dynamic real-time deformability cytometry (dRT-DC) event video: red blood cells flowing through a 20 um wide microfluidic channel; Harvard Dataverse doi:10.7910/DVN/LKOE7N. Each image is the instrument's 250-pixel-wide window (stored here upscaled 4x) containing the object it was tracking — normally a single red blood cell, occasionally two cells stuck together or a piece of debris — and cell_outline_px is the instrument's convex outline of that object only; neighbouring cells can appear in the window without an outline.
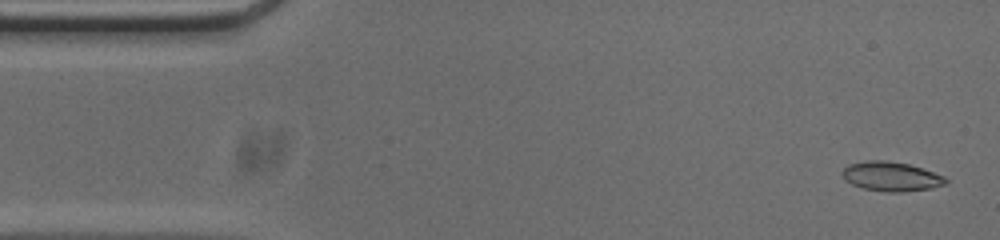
{"species": "common noctule bat (a hibernating species)", "species_latin": "Nyctalus noctula", "temperature_condition": "cold", "stored_images_in_passage": 10, "camera_frame_rate_fps": 3000, "um_per_image_px": 0.085, "animal": {"sex": "male", "body_mass_g": 20.0, "forearm_length_mm": 53.3}, "frame": {"image": 1, "passage_image": 2, "time_ms": 0.333, "image_size_px": [1000, 240], "cell_outline_px": [[948, 184], [932, 188], [900, 192], [888, 192], [864, 188], [852, 184], [840, 172], [848, 164], [868, 160], [884, 160], [908, 164], [944, 176], [948, 180]], "centroid_in_image_um": [75.77, 15.0], "position_along_channel_um": 9.2, "area_um2": 17.51}}